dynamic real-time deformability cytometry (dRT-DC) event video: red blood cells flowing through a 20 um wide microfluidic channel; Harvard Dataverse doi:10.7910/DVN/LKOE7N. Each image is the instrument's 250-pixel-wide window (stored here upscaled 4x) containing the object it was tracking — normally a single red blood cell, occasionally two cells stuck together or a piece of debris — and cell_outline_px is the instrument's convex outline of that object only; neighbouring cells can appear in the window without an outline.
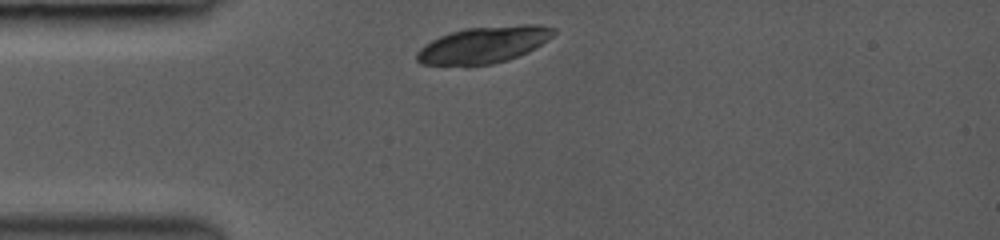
{"species": "common noctule bat (a hibernating species)", "species_latin": "Nyctalus noctula", "temperature_condition": "room temperature", "stored_images_in_passage": 4, "camera_frame_rate_fps": 3000, "um_per_image_px": 0.085, "animal": {"sex": "female", "body_mass_g": 19.0, "forearm_length_mm": 53.3}, "frame": {"image": 1, "passage_image": 1, "time_ms": 0.0, "image_size_px": [1000, 240], "cell_outline_px": [[556, 32], [548, 40], [536, 48], [528, 52], [508, 60], [492, 64], [468, 68], [464, 68], [420, 64], [416, 60], [416, 52], [424, 44], [440, 36], [464, 28], [520, 24], [540, 24], [556, 28]], "centroid_in_image_um": [41.09, 3.84], "position_along_channel_um": 43.9, "area_um2": 30.29}}
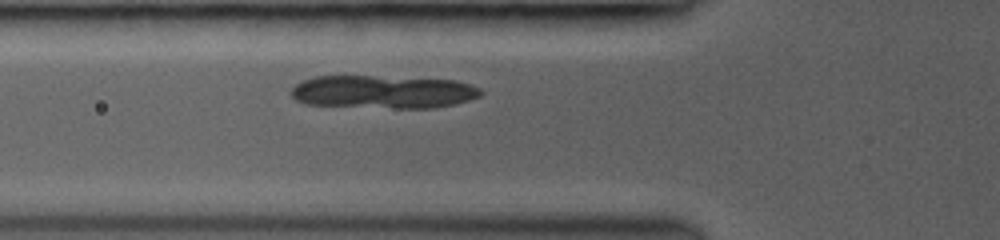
{"frame": {"image": 2, "passage_image": 4, "time_ms": 1.667, "image_size_px": [1000, 240], "cell_outline_px": [[484, 92], [480, 96], [456, 104], [436, 108], [396, 108], [304, 104], [296, 100], [292, 96], [292, 88], [296, 84], [304, 80], [316, 76], [372, 76], [456, 80], [480, 88]], "centroid_in_image_um": [32.59, 7.81], "position_along_channel_um": 93.2, "area_um2": 36.53}}